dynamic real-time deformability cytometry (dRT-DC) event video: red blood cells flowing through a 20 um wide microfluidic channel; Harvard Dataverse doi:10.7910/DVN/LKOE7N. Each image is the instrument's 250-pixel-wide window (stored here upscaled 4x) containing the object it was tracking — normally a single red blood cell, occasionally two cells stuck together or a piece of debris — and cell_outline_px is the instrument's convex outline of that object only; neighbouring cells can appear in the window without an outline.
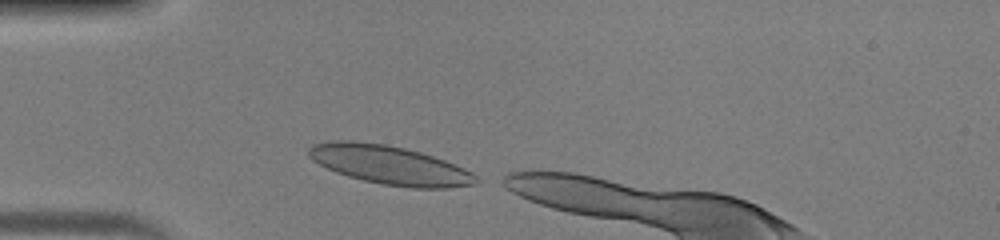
{"species": "human", "species_latin": "Homo sapiens", "temperature_condition": "warm", "stored_images_in_passage": 14, "camera_frame_rate_fps": 3000, "um_per_image_px": 0.085, "donor": {"sex": "male"}, "frame": {"image": 1, "passage_image": 1, "time_ms": 0.0, "image_size_px": [1000, 240], "cell_outline_px": [[480, 180], [476, 184], [448, 188], [412, 188], [384, 184], [364, 180], [348, 176], [336, 172], [312, 160], [308, 156], [308, 148], [312, 144], [336, 140], [352, 140], [384, 144], [404, 148], [420, 152], [444, 160], [464, 168], [472, 172]], "centroid_in_image_um": [33.12, 14.02], "position_along_channel_um": 51.9, "area_um2": 37.69}}
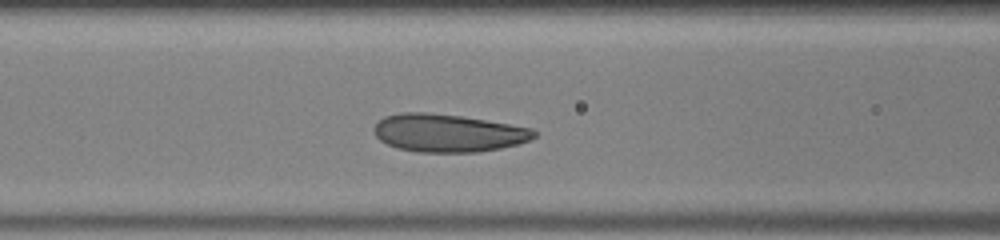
{"frame": {"image": 2, "passage_image": 7, "time_ms": 2.0, "image_size_px": [1000, 240], "cell_outline_px": [[536, 136], [528, 140], [516, 144], [500, 148], [476, 152], [416, 152], [400, 148], [388, 144], [380, 140], [376, 136], [372, 128], [384, 116], [400, 112], [424, 112], [460, 116], [532, 128], [536, 132]], "centroid_in_image_um": [38.04, 11.3], "position_along_channel_um": 128.6, "area_um2": 35.03}}
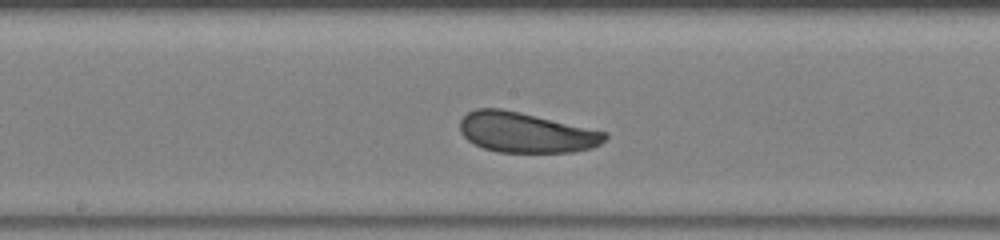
{"frame": {"image": 3, "passage_image": 12, "time_ms": 3.667, "image_size_px": [1000, 240], "cell_outline_px": [[608, 136], [600, 144], [592, 148], [572, 152], [500, 152], [484, 148], [468, 140], [460, 132], [460, 120], [468, 112], [476, 108], [500, 108], [520, 112], [608, 132]], "centroid_in_image_um": [44.71, 11.26], "position_along_channel_um": 203.5, "area_um2": 33.87}}